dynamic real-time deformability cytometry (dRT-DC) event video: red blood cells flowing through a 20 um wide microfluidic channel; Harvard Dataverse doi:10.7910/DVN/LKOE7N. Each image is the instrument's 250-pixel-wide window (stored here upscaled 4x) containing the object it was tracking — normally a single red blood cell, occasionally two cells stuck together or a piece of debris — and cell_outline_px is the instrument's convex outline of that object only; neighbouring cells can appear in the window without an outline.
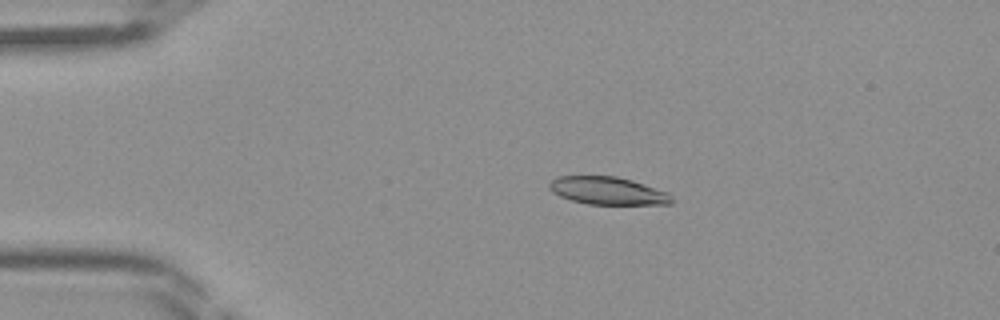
{"species": "Egyptian fruit bat (a non-hibernating species)", "species_latin": "Rousettus aegyptiacus", "temperature_condition": "room temperature", "stored_images_in_passage": 45, "camera_frame_rate_fps": 3000, "um_per_image_px": 0.085, "frame": {"image": 1, "passage_image": 10, "time_ms": 3.0, "image_size_px": [1000, 320], "cell_outline_px": [[672, 204], [588, 204], [572, 200], [560, 196], [552, 192], [548, 188], [548, 184], [556, 176], [616, 176], [632, 180], [668, 192], [672, 196]], "centroid_in_image_um": [51.64, 16.21], "position_along_channel_um": 33.4, "area_um2": 19.77}}
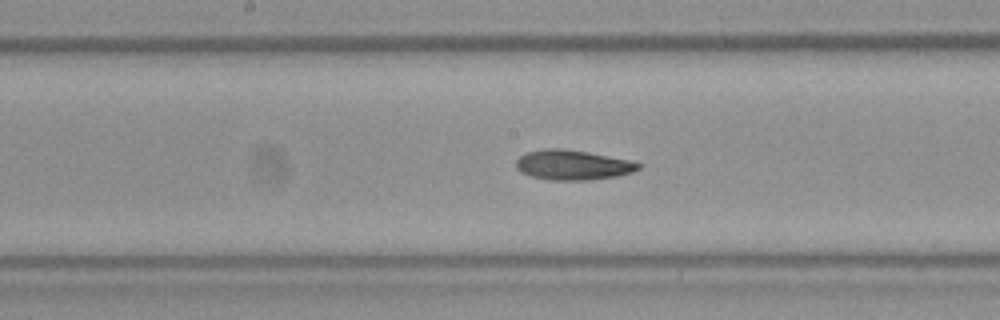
{"frame": {"image": 2, "passage_image": 24, "time_ms": 7.667, "image_size_px": [1000, 320], "cell_outline_px": [[644, 164], [640, 168], [632, 172], [616, 176], [588, 180], [552, 180], [532, 176], [520, 172], [516, 168], [516, 160], [524, 152], [544, 148], [560, 148], [588, 152], [632, 160]], "centroid_in_image_um": [48.69, 14.01], "position_along_channel_um": 199.5, "area_um2": 21.5}}
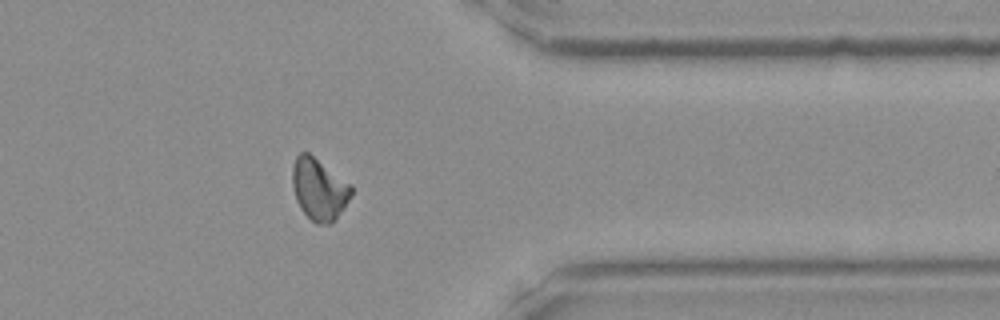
{"frame": {"image": 3, "passage_image": 37, "time_ms": 12.0, "image_size_px": [1000, 320], "cell_outline_px": [[352, 192], [344, 208], [328, 224], [316, 224], [300, 208], [296, 200], [292, 184], [292, 168], [296, 156], [300, 152], [308, 152], [352, 184]], "centroid_in_image_um": [27.11, 16.05], "position_along_channel_um": 384.3, "area_um2": 21.04}}